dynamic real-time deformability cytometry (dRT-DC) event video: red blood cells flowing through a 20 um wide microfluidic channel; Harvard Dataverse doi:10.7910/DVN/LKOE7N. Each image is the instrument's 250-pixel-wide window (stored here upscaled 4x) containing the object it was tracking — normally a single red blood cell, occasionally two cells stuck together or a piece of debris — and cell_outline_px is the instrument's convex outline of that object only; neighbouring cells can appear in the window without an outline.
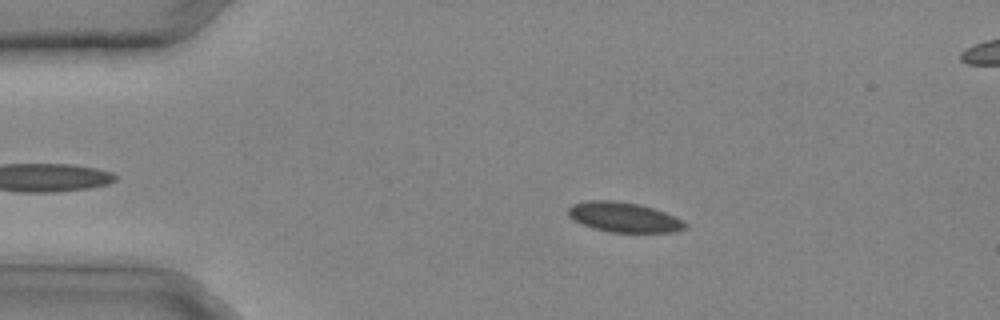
{"species": "common noctule bat (a hibernating species)", "species_latin": "Nyctalus noctula", "temperature_condition": "cold", "stored_images_in_passage": 32, "camera_frame_rate_fps": 3000, "um_per_image_px": 0.085, "animal": {"sex": "male", "body_mass_g": 20.4}, "frame": {"image": 1, "passage_image": 7, "time_ms": 2.0, "image_size_px": [1000, 320], "cell_outline_px": [[688, 228], [672, 232], [612, 232], [592, 228], [568, 216], [568, 208], [572, 204], [588, 200], [616, 200], [640, 204], [664, 212], [684, 220], [688, 224]], "centroid_in_image_um": [53.06, 18.45], "position_along_channel_um": 31.9, "area_um2": 20.4}}
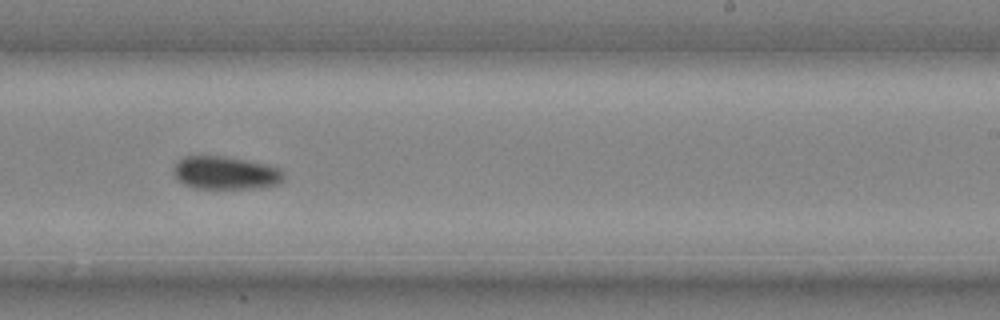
{"frame": {"image": 2, "passage_image": 21, "time_ms": 6.667, "image_size_px": [1000, 320], "cell_outline_px": [[284, 180], [280, 184], [260, 188], [196, 188], [184, 184], [176, 176], [172, 168], [176, 160], [184, 156], [224, 156], [264, 164], [280, 168], [284, 172]], "centroid_in_image_um": [19.18, 14.69], "position_along_channel_um": 269.8, "area_um2": 21.27}}
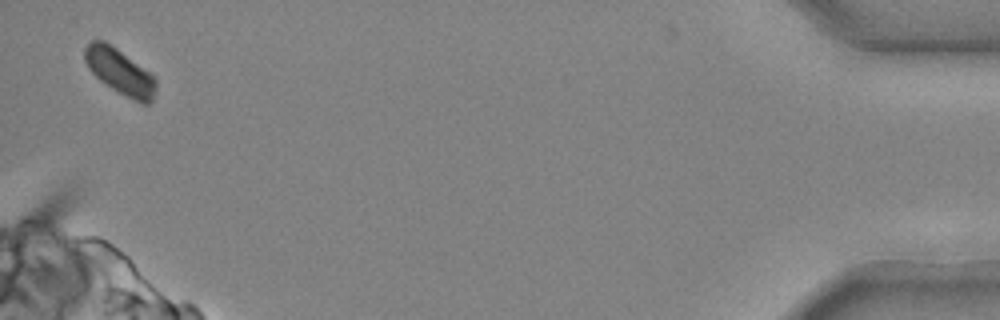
{"frame": {"image": 3, "passage_image": 32, "time_ms": 10.333, "image_size_px": [1000, 320], "cell_outline_px": [[156, 92], [152, 100], [148, 104], [140, 104], [112, 88], [100, 80], [88, 68], [84, 60], [84, 48], [92, 40], [104, 40], [116, 48], [148, 72], [156, 80]], "centroid_in_image_um": [10.17, 6.1], "position_along_channel_um": 425.0, "area_um2": 18.61}}